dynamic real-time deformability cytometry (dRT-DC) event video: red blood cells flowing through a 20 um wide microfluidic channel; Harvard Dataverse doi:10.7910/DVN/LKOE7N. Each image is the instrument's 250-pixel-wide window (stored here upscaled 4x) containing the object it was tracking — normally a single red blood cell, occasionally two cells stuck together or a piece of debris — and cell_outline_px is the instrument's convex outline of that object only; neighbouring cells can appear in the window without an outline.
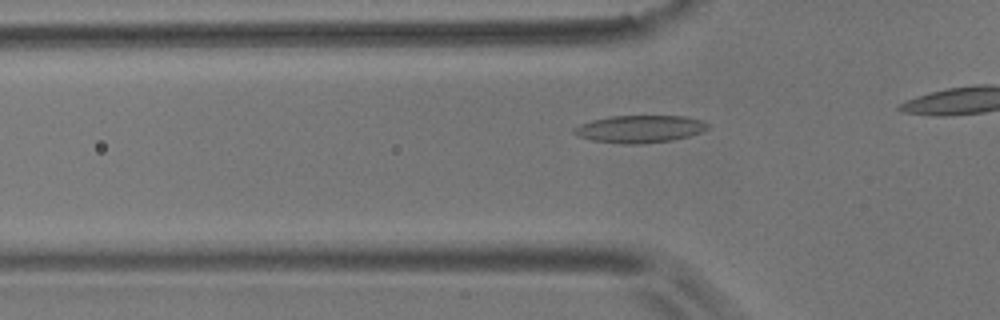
{"species": "common noctule bat (a hibernating species)", "species_latin": "Nyctalus noctula", "temperature_condition": "room temperature", "stored_images_in_passage": 41, "camera_frame_rate_fps": 3000, "um_per_image_px": 0.085, "animal": {"sex": "male", "body_mass_g": 17.9}, "frame": {"image": 1, "passage_image": 14, "time_ms": 4.333, "image_size_px": [1000, 320], "cell_outline_px": [[712, 124], [708, 128], [700, 132], [688, 136], [672, 140], [640, 144], [624, 144], [592, 140], [576, 136], [572, 132], [572, 128], [580, 124], [592, 120], [612, 116], [684, 116], [704, 120]], "centroid_in_image_um": [54.38, 10.96], "position_along_channel_um": 71.4, "area_um2": 21.5}}
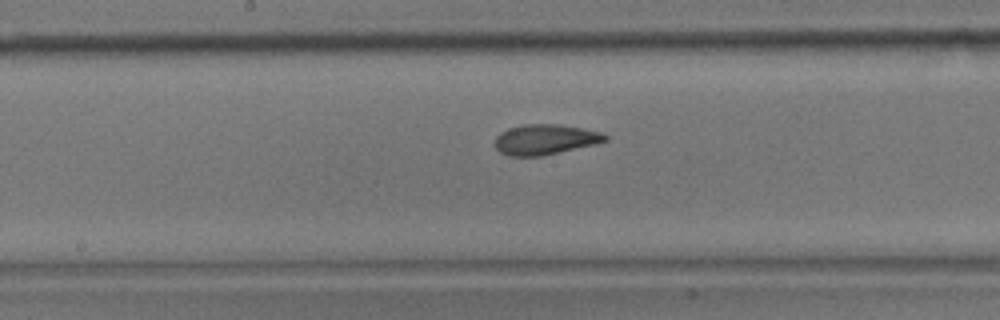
{"frame": {"image": 2, "passage_image": 25, "time_ms": 8.0, "image_size_px": [1000, 320], "cell_outline_px": [[608, 140], [596, 144], [540, 156], [508, 156], [500, 152], [496, 148], [496, 136], [500, 132], [508, 128], [524, 124], [556, 124], [604, 132], [608, 136]], "centroid_in_image_um": [46.34, 11.85], "position_along_channel_um": 201.9, "area_um2": 19.42}}
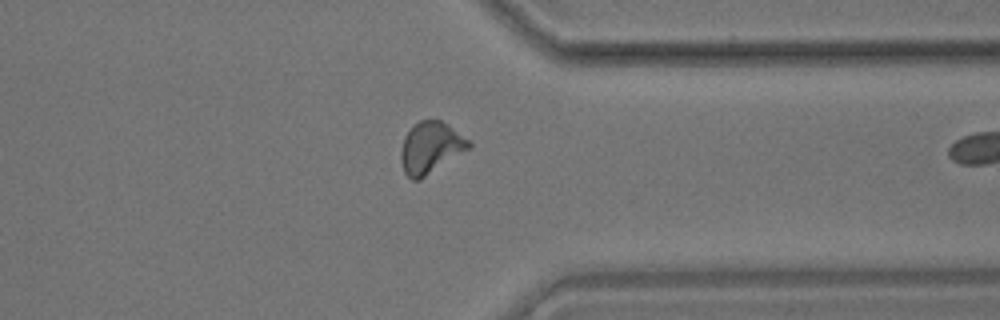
{"frame": {"image": 3, "passage_image": 40, "time_ms": 13.0, "image_size_px": [1000, 320], "cell_outline_px": [[472, 148], [420, 180], [412, 180], [404, 172], [400, 160], [400, 152], [404, 136], [420, 120], [440, 120], [448, 124], [472, 140]], "centroid_in_image_um": [36.65, 12.56], "position_along_channel_um": 374.7, "area_um2": 20.75}}